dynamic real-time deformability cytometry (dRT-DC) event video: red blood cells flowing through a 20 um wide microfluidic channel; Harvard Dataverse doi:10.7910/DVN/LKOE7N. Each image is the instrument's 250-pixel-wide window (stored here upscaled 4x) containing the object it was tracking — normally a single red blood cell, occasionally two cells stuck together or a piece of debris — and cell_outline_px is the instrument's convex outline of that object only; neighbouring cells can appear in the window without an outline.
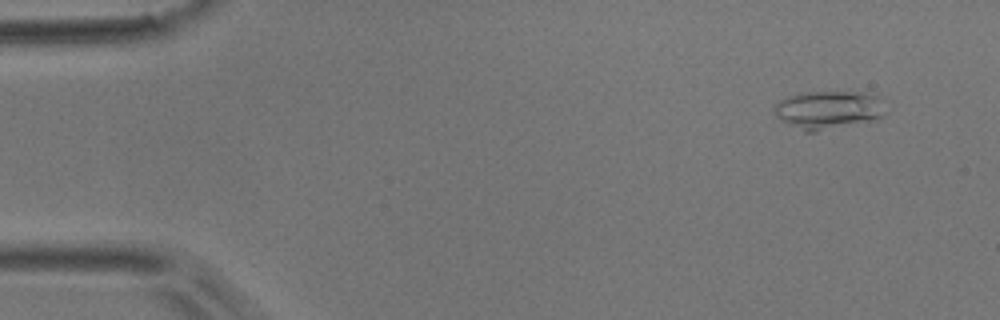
{"species": "common noctule bat (a hibernating species)", "species_latin": "Nyctalus noctula", "temperature_condition": "room temperature", "stored_images_in_passage": 22, "camera_frame_rate_fps": 3000, "um_per_image_px": 0.085, "animal": {"sex": "male", "body_mass_g": 17.9}, "frame": {"image": 1, "passage_image": 3, "time_ms": 0.667, "image_size_px": [1000, 320], "cell_outline_px": [[884, 116], [880, 120], [816, 132], [804, 132], [780, 120], [776, 116], [772, 108], [780, 100], [788, 96], [800, 92], [864, 92], [880, 96], [884, 112]], "centroid_in_image_um": [70.43, 9.35], "position_along_channel_um": 14.6, "area_um2": 25.37}}
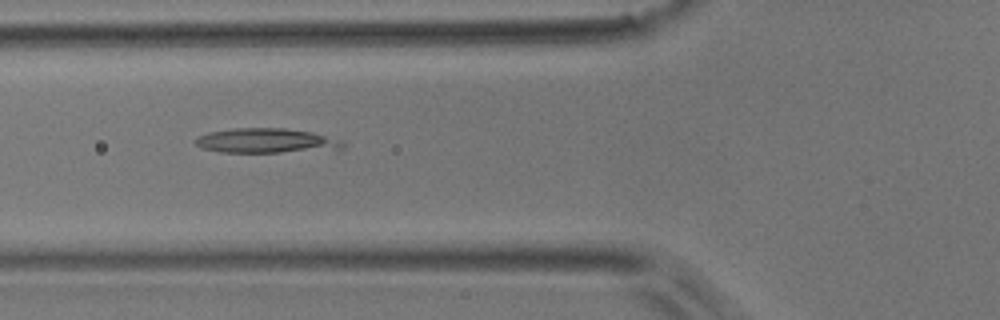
{"frame": {"image": 2, "passage_image": 18, "time_ms": 5.667, "image_size_px": [1000, 320], "cell_outline_px": [[344, 148], [340, 152], [220, 152], [204, 148], [196, 144], [196, 136], [208, 132], [236, 128], [284, 128], [312, 132], [340, 140], [344, 144]], "centroid_in_image_um": [22.77, 11.98], "position_along_channel_um": 103.0, "area_um2": 21.68}}
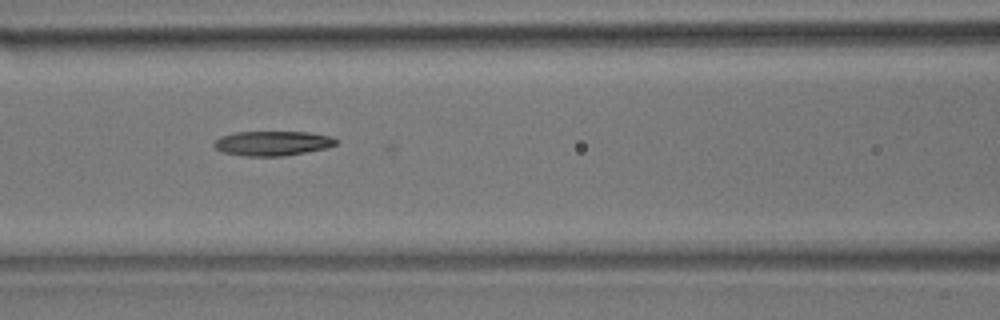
{"frame": {"image": 3, "passage_image": 21, "time_ms": 6.667, "image_size_px": [1000, 320], "cell_outline_px": [[336, 144], [328, 148], [284, 156], [244, 156], [224, 152], [216, 148], [212, 144], [220, 136], [236, 132], [308, 132], [332, 136], [336, 140]], "centroid_in_image_um": [23.17, 12.18], "position_along_channel_um": 143.4, "area_um2": 17.51}}